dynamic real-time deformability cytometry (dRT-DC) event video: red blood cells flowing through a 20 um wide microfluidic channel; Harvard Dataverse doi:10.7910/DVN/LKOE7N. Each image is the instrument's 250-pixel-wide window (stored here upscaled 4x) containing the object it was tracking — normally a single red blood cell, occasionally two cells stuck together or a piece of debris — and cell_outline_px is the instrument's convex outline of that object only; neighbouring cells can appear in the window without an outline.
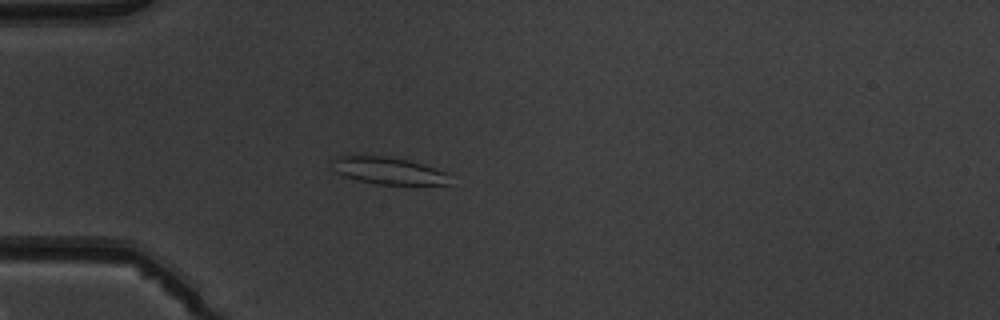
{"species": "common noctule bat (a hibernating species)", "species_latin": "Nyctalus noctula", "temperature_condition": "warm", "stored_images_in_passage": 2, "camera_frame_rate_fps": 3000, "um_per_image_px": 0.085, "animal": {"sex": "male", "body_mass_g": 19.5, "forearm_length_mm": 54.6}, "frame": {"image": 1, "passage_image": 2, "time_ms": 1.0, "image_size_px": [1000, 320], "cell_outline_px": [[448, 184], [376, 184], [344, 176], [336, 172], [328, 160], [336, 156], [388, 156], [424, 164], [448, 172]], "centroid_in_image_um": [32.96, 14.49], "position_along_channel_um": 52.0, "area_um2": 18.5}}